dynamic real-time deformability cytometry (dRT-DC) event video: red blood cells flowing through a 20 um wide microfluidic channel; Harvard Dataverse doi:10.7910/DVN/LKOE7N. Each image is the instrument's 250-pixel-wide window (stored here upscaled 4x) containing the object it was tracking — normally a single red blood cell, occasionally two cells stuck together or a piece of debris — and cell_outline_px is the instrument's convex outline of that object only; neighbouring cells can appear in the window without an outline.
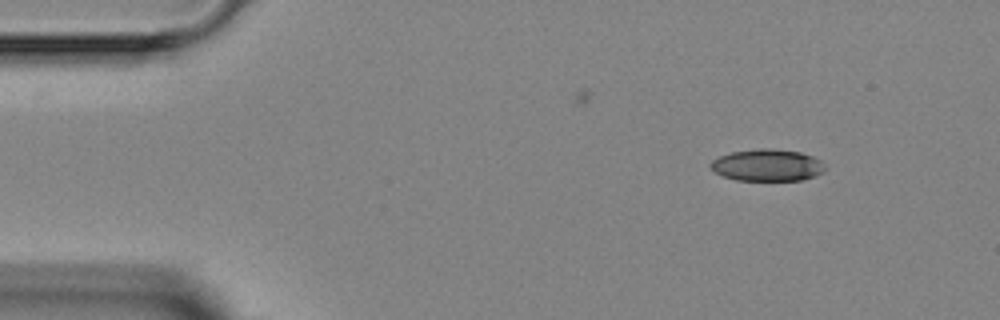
{"species": "Egyptian fruit bat (a non-hibernating species)", "species_latin": "Rousettus aegyptiacus", "temperature_condition": "room temperature", "stored_images_in_passage": 3, "camera_frame_rate_fps": 3000, "um_per_image_px": 0.085, "animal": {"sex": "female"}, "frame": {"image": 1, "passage_image": 1, "time_ms": 0.0, "image_size_px": [1000, 320], "cell_outline_px": [[828, 168], [824, 172], [816, 176], [800, 180], [736, 180], [724, 176], [716, 172], [708, 164], [712, 160], [720, 156], [732, 152], [760, 148], [772, 148], [800, 152], [812, 156], [820, 160]], "centroid_in_image_um": [65.26, 14.04], "position_along_channel_um": 19.7, "area_um2": 21.33}}